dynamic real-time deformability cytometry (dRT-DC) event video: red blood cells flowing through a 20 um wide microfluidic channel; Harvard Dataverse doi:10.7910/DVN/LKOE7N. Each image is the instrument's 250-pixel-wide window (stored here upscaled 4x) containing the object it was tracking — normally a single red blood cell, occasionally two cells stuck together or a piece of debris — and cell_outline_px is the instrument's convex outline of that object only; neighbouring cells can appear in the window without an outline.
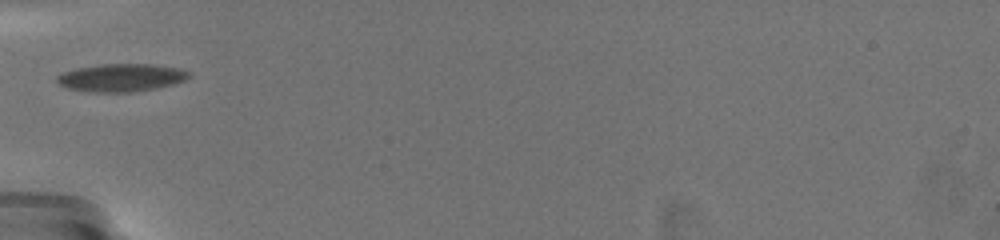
{"species": "common noctule bat (a hibernating species)", "species_latin": "Nyctalus noctula", "temperature_condition": "warm", "stored_images_in_passage": 24, "camera_frame_rate_fps": 3000, "um_per_image_px": 0.085, "animal": {"sex": "female", "body_mass_g": 19.5, "forearm_length_mm": 54.1}, "frame": {"image": 1, "passage_image": 1, "time_ms": 0.0, "image_size_px": [1000, 240], "cell_outline_px": [[188, 76], [184, 80], [172, 84], [156, 88], [136, 92], [92, 92], [68, 88], [60, 84], [56, 80], [56, 76], [64, 72], [76, 68], [100, 64], [152, 64], [180, 68], [188, 72]], "centroid_in_image_um": [10.28, 6.6], "position_along_channel_um": 74.7, "area_um2": 21.27}, "authors_computed_cell_mechanics": {"area_um2": 22.1663, "velocity_mm_per_s": 3.5419, "shape_relaxation_time_tau1_ms": 3.9954, "shape_relaxation_time_tau2_ms": null, "deformation_change_tau1": 0.1356, "deformation_change_tau2": null}}